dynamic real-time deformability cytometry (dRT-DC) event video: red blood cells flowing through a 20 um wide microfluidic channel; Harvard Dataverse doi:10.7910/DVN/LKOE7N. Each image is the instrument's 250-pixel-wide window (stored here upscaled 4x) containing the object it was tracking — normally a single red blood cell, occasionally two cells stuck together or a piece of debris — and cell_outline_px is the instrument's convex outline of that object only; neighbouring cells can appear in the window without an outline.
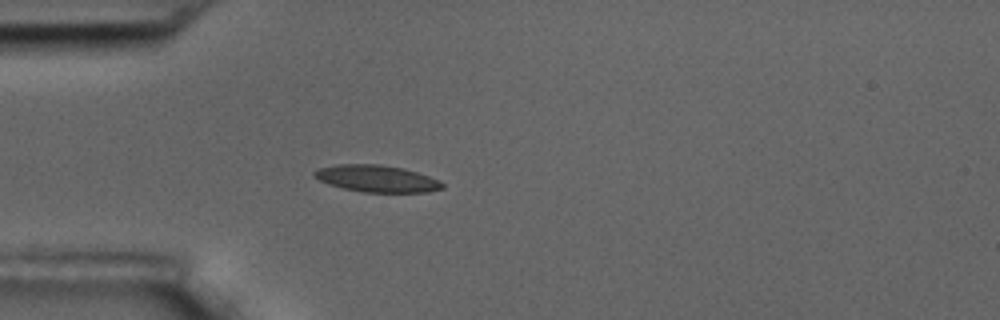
{"species": "common noctule bat (a hibernating species)", "species_latin": "Nyctalus noctula", "temperature_condition": "room temperature", "stored_images_in_passage": 4, "camera_frame_rate_fps": 3000, "um_per_image_px": 0.085, "animal": {"sex": "male", "body_mass_g": 17.5, "forearm_length_mm": 52.3}, "frame": {"image": 1, "passage_image": 4, "time_ms": 3.333, "image_size_px": [1000, 320], "cell_outline_px": [[444, 188], [428, 192], [364, 192], [344, 188], [328, 184], [312, 176], [312, 172], [320, 168], [336, 164], [380, 164], [404, 168], [440, 180], [444, 184]], "centroid_in_image_um": [32.03, 15.17], "position_along_channel_um": 53.0, "area_um2": 20.06}}